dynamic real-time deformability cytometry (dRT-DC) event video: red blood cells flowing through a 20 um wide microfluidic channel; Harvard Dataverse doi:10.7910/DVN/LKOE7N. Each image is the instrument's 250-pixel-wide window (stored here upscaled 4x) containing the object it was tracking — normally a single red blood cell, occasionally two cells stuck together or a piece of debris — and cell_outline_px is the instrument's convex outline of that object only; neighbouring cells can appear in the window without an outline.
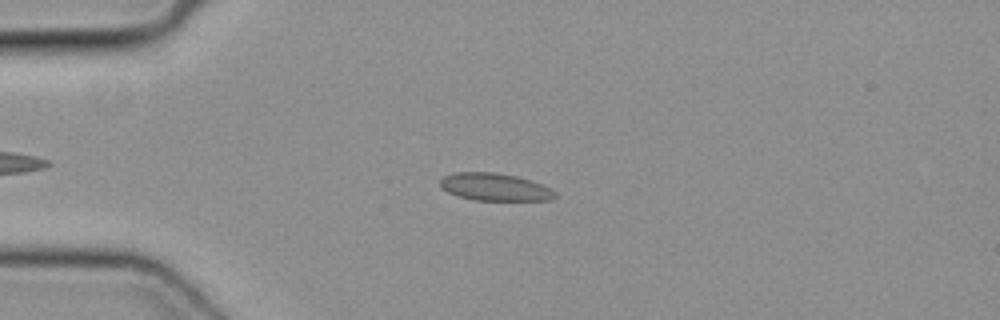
{"species": "common noctule bat (a hibernating species)", "species_latin": "Nyctalus noctula", "temperature_condition": "cold", "stored_images_in_passage": 43, "camera_frame_rate_fps": 3000, "um_per_image_px": 0.085, "animal": {"sex": "female", "body_mass_g": 19.3, "forearm_length_mm": 54.1}, "frame": {"image": 1, "passage_image": 10, "time_ms": 3.0, "image_size_px": [1000, 320], "cell_outline_px": [[556, 196], [552, 200], [472, 200], [456, 196], [440, 188], [440, 180], [444, 176], [452, 172], [496, 172], [516, 176], [540, 184], [556, 192]], "centroid_in_image_um": [41.99, 15.9], "position_along_channel_um": 43.0, "area_um2": 18.44}}
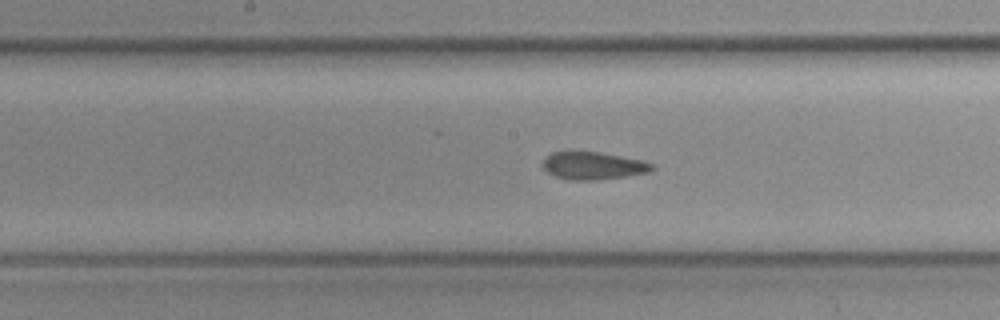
{"frame": {"image": 2, "passage_image": 23, "time_ms": 7.333, "image_size_px": [1000, 320], "cell_outline_px": [[656, 168], [652, 172], [596, 180], [572, 180], [556, 176], [548, 172], [544, 168], [544, 156], [552, 152], [600, 152], [644, 160], [652, 164]], "centroid_in_image_um": [50.47, 14.08], "position_along_channel_um": 197.7, "area_um2": 17.51}}
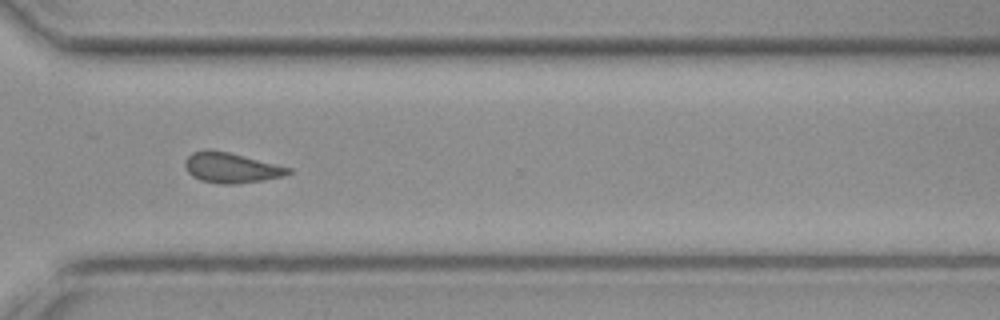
{"frame": {"image": 3, "passage_image": 34, "time_ms": 11.0, "image_size_px": [1000, 320], "cell_outline_px": [[292, 172], [284, 176], [264, 180], [236, 184], [220, 184], [200, 180], [192, 176], [188, 172], [184, 164], [184, 160], [192, 152], [208, 148], [228, 152], [292, 168]], "centroid_in_image_um": [19.63, 14.25], "position_along_channel_um": 351.0, "area_um2": 18.32}}